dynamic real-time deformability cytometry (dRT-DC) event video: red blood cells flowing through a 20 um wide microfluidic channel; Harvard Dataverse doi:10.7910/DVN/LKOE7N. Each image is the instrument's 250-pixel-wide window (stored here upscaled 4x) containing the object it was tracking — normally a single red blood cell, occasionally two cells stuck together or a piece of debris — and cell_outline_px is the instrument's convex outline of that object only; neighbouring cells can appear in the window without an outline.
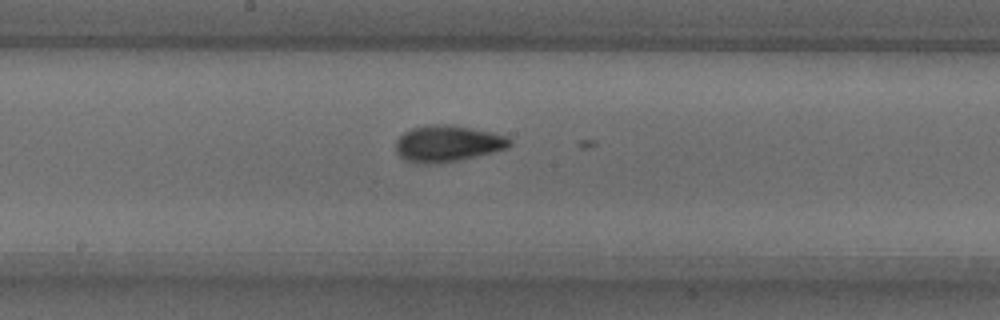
{"species": "common noctule bat (a hibernating species)", "species_latin": "Nyctalus noctula", "temperature_condition": "warm", "stored_images_in_passage": 31, "camera_frame_rate_fps": 3000, "um_per_image_px": 0.085, "animal": {"sex": "male", "body_mass_g": 18.8}, "frame": {"image": 1, "passage_image": 27, "time_ms": 8.667, "image_size_px": [1000, 320], "cell_outline_px": [[512, 144], [508, 148], [460, 160], [440, 164], [412, 164], [404, 160], [396, 152], [396, 140], [404, 132], [412, 128], [432, 124], [444, 124], [468, 128], [488, 132], [504, 136], [512, 140]], "centroid_in_image_um": [37.99, 12.24], "position_along_channel_um": 210.2, "area_um2": 24.16}}